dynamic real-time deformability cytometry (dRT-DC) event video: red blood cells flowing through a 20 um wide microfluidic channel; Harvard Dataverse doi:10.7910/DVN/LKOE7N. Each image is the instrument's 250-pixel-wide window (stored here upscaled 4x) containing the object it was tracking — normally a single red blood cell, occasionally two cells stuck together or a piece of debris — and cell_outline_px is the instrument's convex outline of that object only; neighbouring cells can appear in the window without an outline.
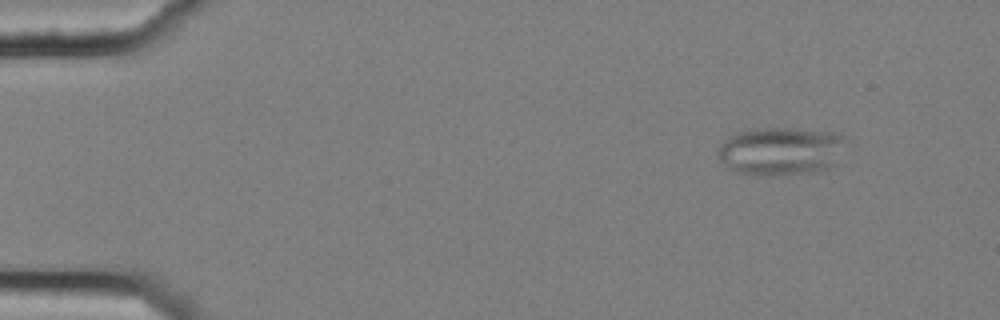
{"species": "common noctule bat (a hibernating species)", "species_latin": "Nyctalus noctula", "temperature_condition": "cold", "stored_images_in_passage": 4, "camera_frame_rate_fps": 3000, "um_per_image_px": 0.085, "animal": {"sex": "female", "body_mass_g": 25.1}, "frame": {"image": 1, "passage_image": 1, "time_ms": 0.0, "image_size_px": [1000, 320], "cell_outline_px": [[844, 136], [840, 164], [816, 172], [776, 176], [756, 176], [736, 172], [728, 168], [720, 160], [716, 148], [728, 136], [736, 132], [756, 128], [788, 128], [840, 132]], "centroid_in_image_um": [66.38, 12.86], "position_along_channel_um": 18.6, "area_um2": 36.93}}